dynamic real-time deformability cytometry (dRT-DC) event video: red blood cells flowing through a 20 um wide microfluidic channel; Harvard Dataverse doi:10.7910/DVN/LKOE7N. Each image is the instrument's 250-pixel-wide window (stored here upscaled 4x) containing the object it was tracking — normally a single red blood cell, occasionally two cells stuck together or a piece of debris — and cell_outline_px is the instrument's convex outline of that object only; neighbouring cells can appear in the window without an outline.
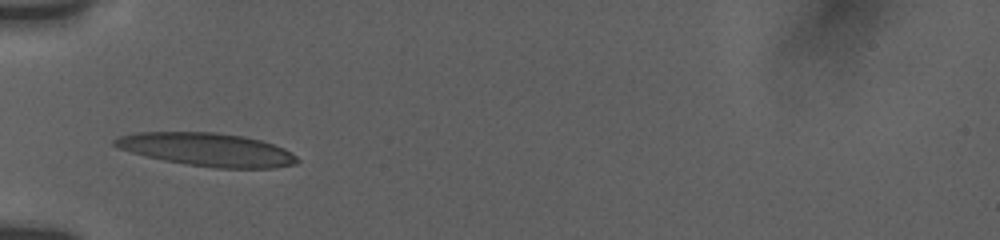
{"species": "human", "species_latin": "Homo sapiens", "temperature_condition": "room temperature", "stored_images_in_passage": 37, "camera_frame_rate_fps": 3000, "um_per_image_px": 0.085, "donor": {"sex": "female"}, "frame": {"image": 1, "passage_image": 1, "time_ms": 0.0, "image_size_px": [1000, 240], "cell_outline_px": [[300, 160], [296, 164], [276, 168], [216, 168], [188, 164], [164, 160], [116, 148], [112, 144], [112, 140], [120, 136], [140, 132], [216, 132], [244, 136], [260, 140], [284, 148], [292, 152]], "centroid_in_image_um": [17.63, 12.71], "position_along_channel_um": 67.4, "area_um2": 35.26}}
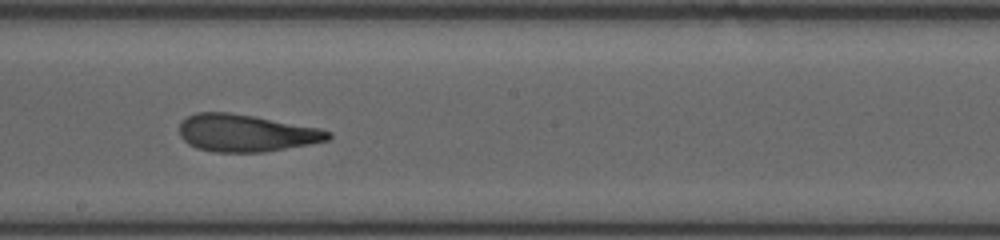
{"frame": {"image": 2, "passage_image": 14, "time_ms": 4.333, "image_size_px": [1000, 240], "cell_outline_px": [[332, 136], [328, 140], [308, 144], [264, 152], [212, 152], [196, 148], [188, 144], [180, 136], [180, 124], [188, 116], [196, 112], [232, 112], [320, 128], [332, 132]], "centroid_in_image_um": [20.9, 11.31], "position_along_channel_um": 227.3, "area_um2": 32.31}}
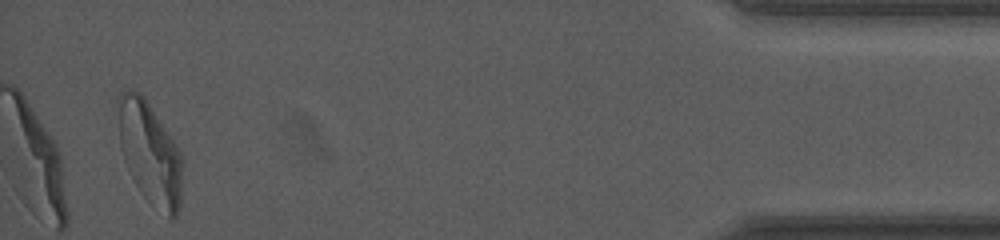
{"frame": {"image": 3, "passage_image": 35, "time_ms": 11.333, "image_size_px": [1000, 240], "cell_outline_px": [[184, 160], [180, 204], [176, 216], [168, 220], [140, 192], [124, 160], [120, 148], [116, 100], [120, 92], [140, 92], [144, 96], [176, 144]], "centroid_in_image_um": [12.75, 13.03], "position_along_channel_um": 422.5, "area_um2": 38.67}, "authors_computed_cell_mechanics": {"area_um2": 33.235, "velocity_mm_per_s": 3.7567, "shape_relaxation_time_tau1_ms": 5.58, "shape_relaxation_time_tau2_ms": 1.4824, "deformation_change_tau1": 0.2029, "deformation_change_tau2": 0.1097}}